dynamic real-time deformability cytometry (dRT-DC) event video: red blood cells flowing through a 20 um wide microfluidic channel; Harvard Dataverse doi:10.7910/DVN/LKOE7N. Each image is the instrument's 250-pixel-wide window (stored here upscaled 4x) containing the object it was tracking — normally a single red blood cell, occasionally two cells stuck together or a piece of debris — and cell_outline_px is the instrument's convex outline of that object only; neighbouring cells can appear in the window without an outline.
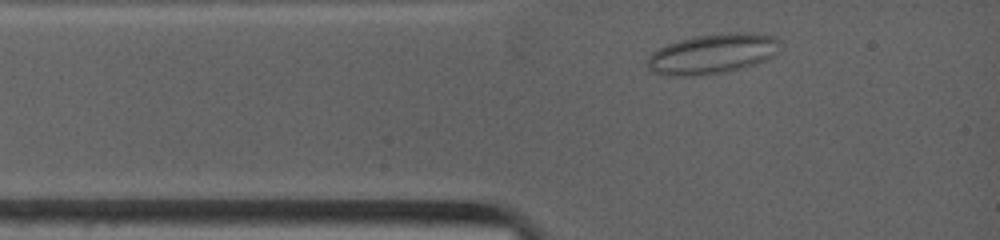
{"species": "common noctule bat (a hibernating species)", "species_latin": "Nyctalus noctula", "temperature_condition": "warm", "stored_images_in_passage": 22, "camera_frame_rate_fps": 4500, "um_per_image_px": 0.085, "animal": {"sex": "female", "body_mass_g": 19.0, "forearm_length_mm": 53.3}, "frame": {"image": 1, "passage_image": 3, "time_ms": 0.889, "image_size_px": [1000, 240], "cell_outline_px": [[780, 40], [776, 52], [772, 56], [756, 64], [728, 72], [692, 76], [664, 76], [652, 72], [648, 68], [648, 56], [652, 52], [668, 44], [680, 40], [696, 36], [728, 32], [756, 32], [776, 36]], "centroid_in_image_um": [60.57, 4.57], "position_along_channel_um": 24.4, "area_um2": 31.15}}
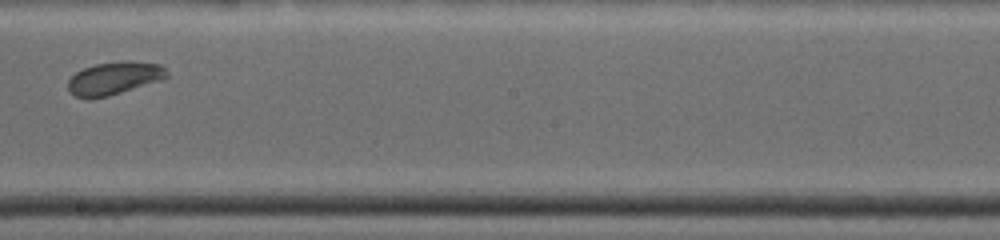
{"frame": {"image": 2, "passage_image": 14, "time_ms": 6.667, "image_size_px": [1000, 240], "cell_outline_px": [[168, 76], [160, 80], [108, 96], [76, 96], [68, 88], [68, 80], [76, 72], [84, 68], [96, 64], [124, 60], [132, 60], [160, 64], [168, 68]], "centroid_in_image_um": [9.78, 6.59], "position_along_channel_um": 238.4, "area_um2": 18.55}}
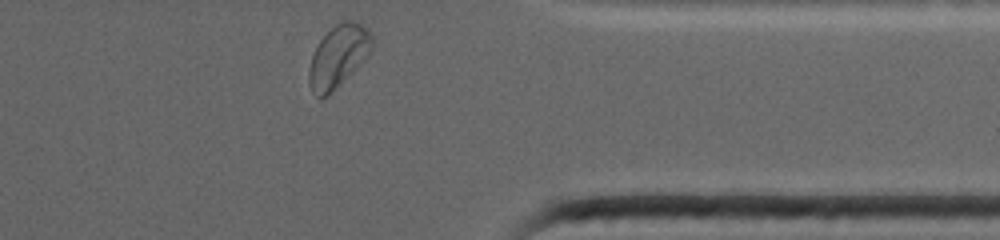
{"frame": {"image": 3, "passage_image": 22, "time_ms": 10.667, "image_size_px": [1000, 240], "cell_outline_px": [[372, 48], [364, 60], [328, 96], [320, 100], [312, 92], [308, 84], [308, 68], [312, 56], [320, 40], [336, 24], [344, 20], [352, 20], [368, 28], [372, 36]], "centroid_in_image_um": [28.73, 4.81], "position_along_channel_um": 382.7, "area_um2": 22.77}, "authors_computed_cell_mechanics": {"area_um2": 19.2763, "velocity_mm_per_s": 3.8771, "shape_relaxation_time_tau1_ms": 9.7302, "shape_relaxation_time_tau2_ms": 1.9877, "deformation_change_tau1": 0.0963, "deformation_change_tau2": 0.0574}}